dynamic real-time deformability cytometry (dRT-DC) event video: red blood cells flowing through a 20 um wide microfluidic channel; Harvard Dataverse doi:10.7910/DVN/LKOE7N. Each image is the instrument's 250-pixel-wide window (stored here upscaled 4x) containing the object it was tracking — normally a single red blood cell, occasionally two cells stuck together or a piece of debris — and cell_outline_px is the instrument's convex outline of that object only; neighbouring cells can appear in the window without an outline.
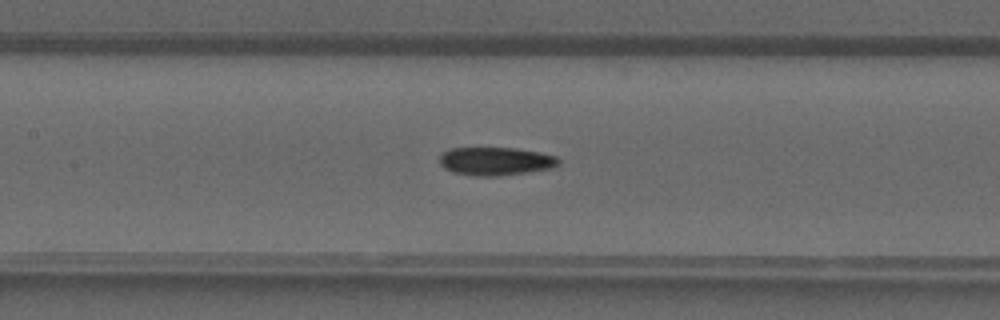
{"species": "common noctule bat (a hibernating species)", "species_latin": "Nyctalus noctula", "temperature_condition": "warm", "stored_images_in_passage": 39, "camera_frame_rate_fps": 3000, "um_per_image_px": 0.085, "animal": {"sex": "male", "forearm_length_mm": 52.5}, "frame": {"image": 1, "passage_image": 17, "time_ms": 5.333, "image_size_px": [1000, 320], "cell_outline_px": [[560, 164], [552, 168], [496, 176], [476, 176], [452, 172], [444, 168], [440, 164], [440, 152], [452, 148], [516, 148], [540, 152], [556, 156], [560, 160]], "centroid_in_image_um": [42.11, 13.69], "position_along_channel_um": 165.3, "area_um2": 19.59}}
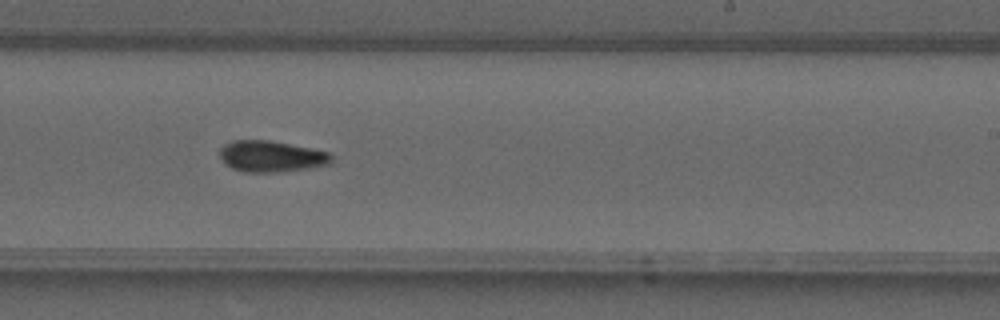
{"frame": {"image": 2, "passage_image": 23, "time_ms": 7.333, "image_size_px": [1000, 320], "cell_outline_px": [[332, 160], [328, 164], [304, 168], [276, 172], [244, 172], [232, 168], [220, 156], [220, 148], [224, 144], [232, 140], [272, 140], [312, 148], [328, 152], [332, 156]], "centroid_in_image_um": [23.04, 13.27], "position_along_channel_um": 266.0, "area_um2": 20.11}}
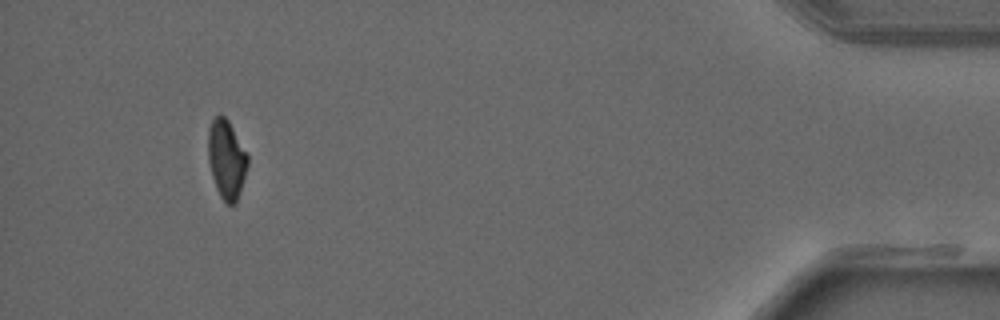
{"frame": {"image": 3, "passage_image": 36, "time_ms": 11.667, "image_size_px": [1000, 320], "cell_outline_px": [[248, 164], [240, 192], [236, 204], [224, 204], [216, 188], [212, 176], [208, 160], [208, 128], [212, 120], [220, 112], [228, 120], [248, 156]], "centroid_in_image_um": [19.24, 13.55], "position_along_channel_um": 416.0, "area_um2": 18.21}}